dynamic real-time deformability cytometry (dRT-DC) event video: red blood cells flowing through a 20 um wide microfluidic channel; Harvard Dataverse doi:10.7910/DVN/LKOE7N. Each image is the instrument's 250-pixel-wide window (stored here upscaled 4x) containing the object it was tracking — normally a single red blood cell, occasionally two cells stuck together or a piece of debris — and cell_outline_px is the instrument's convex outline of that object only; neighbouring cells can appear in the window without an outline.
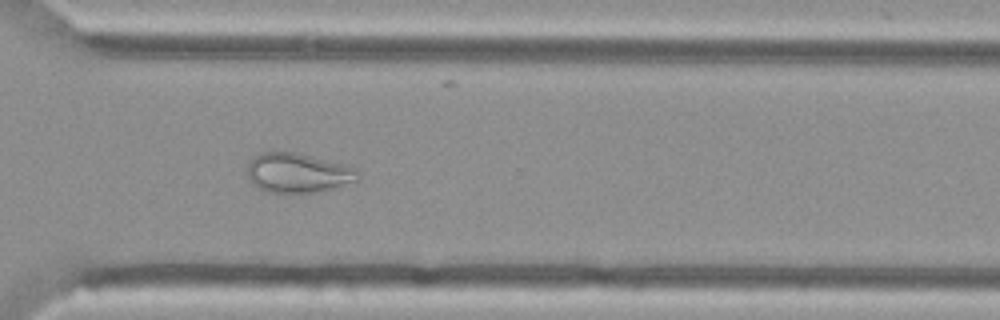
{"species": "Egyptian fruit bat (a non-hibernating species)", "species_latin": "Rousettus aegyptiacus", "temperature_condition": "cold", "stored_images_in_passage": 49, "camera_frame_rate_fps": 3000, "um_per_image_px": 0.085, "animal": {"sex": "female"}, "frame": {"image": 1, "passage_image": 33, "time_ms": 10.667, "image_size_px": [1000, 320], "cell_outline_px": [[360, 180], [332, 188], [312, 192], [268, 192], [260, 188], [248, 176], [248, 164], [252, 156], [260, 152], [296, 152], [344, 164], [356, 168], [360, 176]], "centroid_in_image_um": [25.34, 14.67], "position_along_channel_um": 345.3, "area_um2": 25.26}}
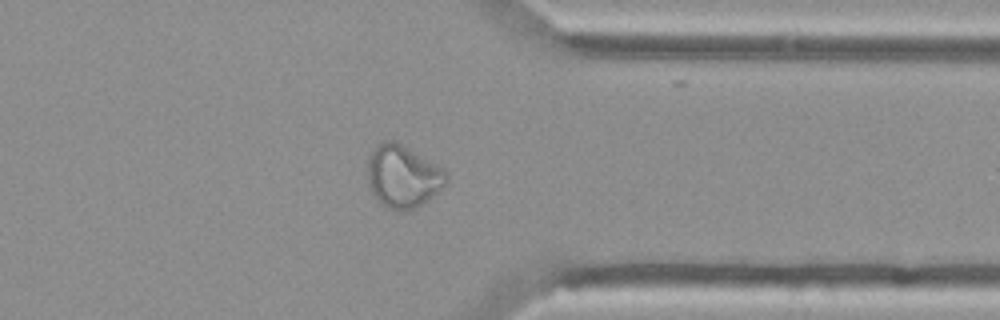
{"frame": {"image": 2, "passage_image": 36, "time_ms": 11.667, "image_size_px": [1000, 320], "cell_outline_px": [[448, 184], [416, 208], [396, 212], [388, 208], [372, 192], [368, 184], [368, 156], [376, 144], [384, 140], [392, 140], [400, 144], [436, 164], [448, 172]], "centroid_in_image_um": [34.25, 14.99], "position_along_channel_um": 377.1, "area_um2": 28.55}}
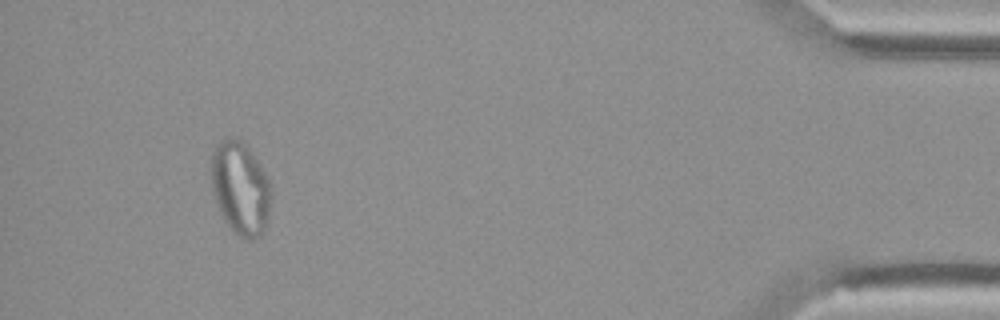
{"frame": {"image": 3, "passage_image": 44, "time_ms": 14.333, "image_size_px": [1000, 320], "cell_outline_px": [[268, 220], [260, 236], [252, 240], [244, 240], [232, 232], [216, 204], [212, 188], [212, 152], [220, 140], [240, 140], [248, 148], [260, 164], [268, 180]], "centroid_in_image_um": [20.41, 16.05], "position_along_channel_um": 414.8, "area_um2": 31.67}}